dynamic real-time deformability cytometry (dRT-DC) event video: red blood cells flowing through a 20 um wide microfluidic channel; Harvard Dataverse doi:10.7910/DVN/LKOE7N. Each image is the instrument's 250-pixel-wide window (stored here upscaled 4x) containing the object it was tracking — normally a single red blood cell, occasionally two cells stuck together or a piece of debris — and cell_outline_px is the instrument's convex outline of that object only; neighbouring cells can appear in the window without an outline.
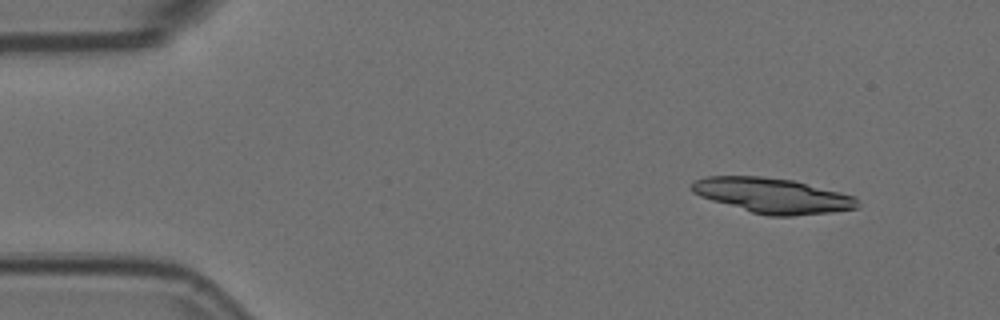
{"species": "Egyptian fruit bat (a non-hibernating species)", "species_latin": "Rousettus aegyptiacus", "temperature_condition": "room temperature", "stored_images_in_passage": 5, "camera_frame_rate_fps": 3000, "um_per_image_px": 0.085, "animal": {"sex": "female"}, "frame": {"image": 1, "passage_image": 1, "time_ms": 0.0, "image_size_px": [1000, 320], "cell_outline_px": [[860, 204], [856, 208], [832, 212], [792, 216], [768, 216], [752, 212], [712, 200], [700, 196], [692, 192], [688, 188], [692, 180], [708, 176], [760, 176], [792, 180], [856, 196], [860, 200]], "centroid_in_image_um": [65.65, 16.62], "position_along_channel_um": 19.3, "area_um2": 33.99}}